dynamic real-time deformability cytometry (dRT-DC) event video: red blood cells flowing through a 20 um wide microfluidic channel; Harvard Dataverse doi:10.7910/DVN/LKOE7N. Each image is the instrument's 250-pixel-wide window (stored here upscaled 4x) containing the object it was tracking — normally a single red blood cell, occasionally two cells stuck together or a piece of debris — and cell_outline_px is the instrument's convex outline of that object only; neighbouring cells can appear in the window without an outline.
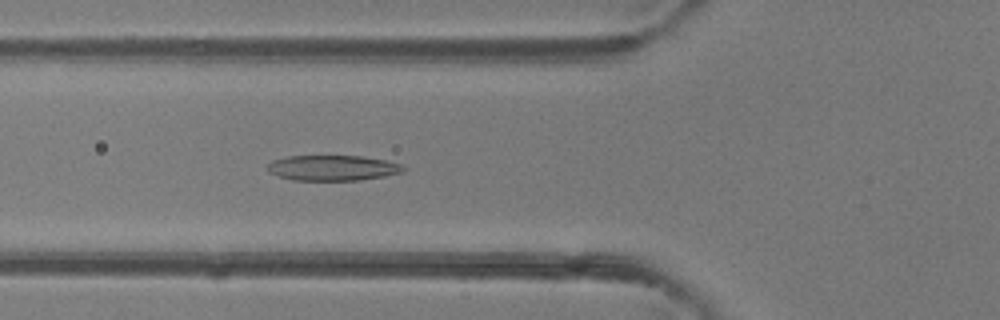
{"species": "common noctule bat (a hibernating species)", "species_latin": "Nyctalus noctula", "temperature_condition": "room temperature", "stored_images_in_passage": 44, "camera_frame_rate_fps": 3000, "um_per_image_px": 0.085, "animal": {"sex": "female"}, "frame": {"image": 1, "passage_image": 14, "time_ms": 4.333, "image_size_px": [1000, 320], "cell_outline_px": [[408, 168], [404, 172], [384, 176], [360, 180], [292, 180], [268, 172], [268, 164], [272, 160], [288, 156], [360, 156], [384, 160], [400, 164]], "centroid_in_image_um": [28.29, 14.27], "position_along_channel_um": 97.5, "area_um2": 20.06}}
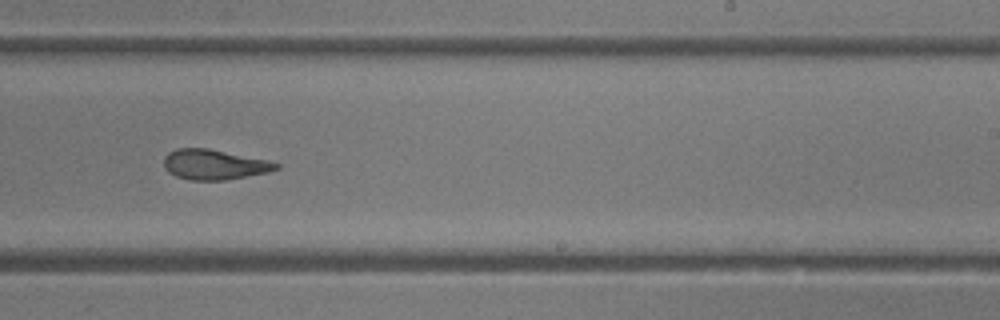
{"frame": {"image": 2, "passage_image": 26, "time_ms": 8.333, "image_size_px": [1000, 320], "cell_outline_px": [[280, 168], [268, 172], [224, 180], [192, 180], [176, 176], [168, 172], [164, 168], [164, 156], [168, 152], [176, 148], [208, 148], [268, 160], [280, 164]], "centroid_in_image_um": [18.19, 13.98], "position_along_channel_um": 270.8, "area_um2": 19.71}}
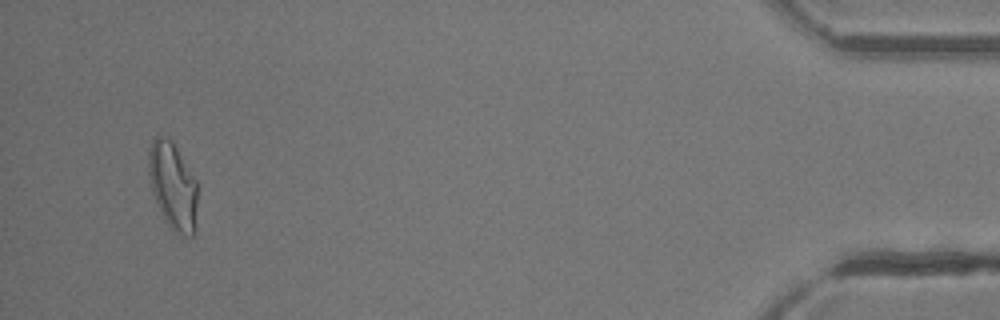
{"frame": {"image": 3, "passage_image": 42, "time_ms": 13.667, "image_size_px": [1000, 320], "cell_outline_px": [[196, 232], [192, 236], [184, 236], [172, 228], [164, 220], [156, 200], [152, 188], [148, 172], [148, 148], [152, 140], [160, 132], [172, 140], [196, 180]], "centroid_in_image_um": [14.68, 15.75], "position_along_channel_um": 420.5, "area_um2": 24.85}, "authors_computed_cell_mechanics": {"area_um2": 21.1259, "velocity_mm_per_s": 4.3206, "shape_relaxation_time_tau1_ms": 4.0725, "shape_relaxation_time_tau2_ms": 1.9222, "deformation_change_tau1": 0.1655, "deformation_change_tau2": 0.1146}}